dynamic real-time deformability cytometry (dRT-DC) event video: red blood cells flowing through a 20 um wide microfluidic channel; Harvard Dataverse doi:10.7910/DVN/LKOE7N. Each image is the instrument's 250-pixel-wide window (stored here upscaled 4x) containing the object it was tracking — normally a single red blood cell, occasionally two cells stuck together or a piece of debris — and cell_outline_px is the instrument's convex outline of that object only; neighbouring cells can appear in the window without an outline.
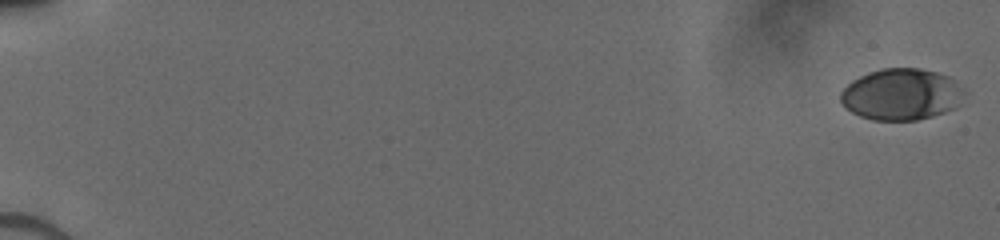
{"species": "human", "species_latin": "Homo sapiens", "temperature_condition": "cold", "stored_images_in_passage": 45, "camera_frame_rate_fps": 3000, "um_per_image_px": 0.085, "donor": {"sex": "male"}, "frame": {"image": 1, "passage_image": 1, "time_ms": 0.0, "image_size_px": [1000, 240], "cell_outline_px": [[968, 92], [956, 108], [932, 116], [916, 120], [872, 120], [860, 116], [844, 108], [840, 100], [840, 92], [852, 80], [868, 72], [880, 68], [916, 68], [936, 72], [948, 76], [964, 88]], "centroid_in_image_um": [76.63, 8.02], "position_along_channel_um": 8.4, "area_um2": 37.45}}
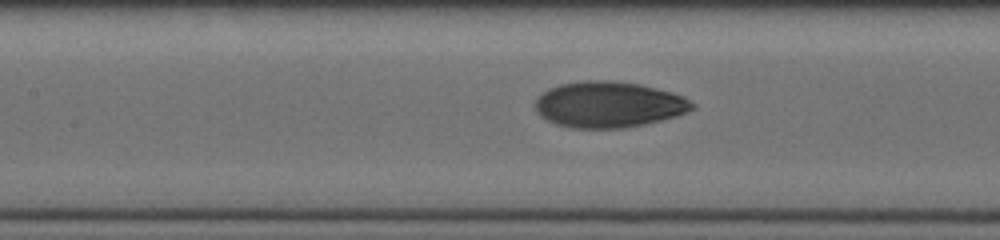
{"frame": {"image": 2, "passage_image": 25, "time_ms": 8.667, "image_size_px": [1000, 240], "cell_outline_px": [[696, 108], [676, 116], [644, 124], [624, 128], [572, 128], [556, 124], [540, 116], [536, 112], [536, 100], [540, 92], [548, 88], [560, 84], [584, 80], [612, 80], [640, 84], [672, 92], [684, 96], [696, 104]], "centroid_in_image_um": [51.74, 8.87], "position_along_channel_um": 155.7, "area_um2": 42.37}}
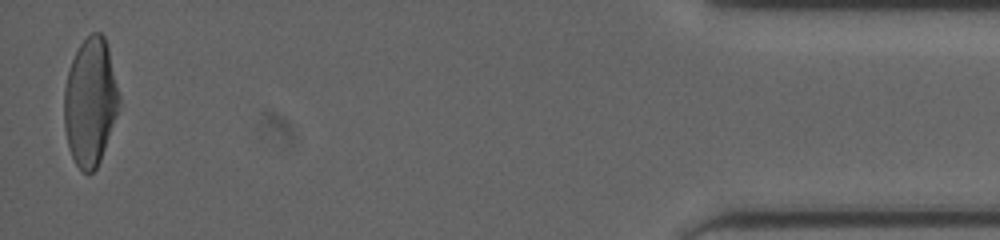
{"frame": {"image": 3, "passage_image": 44, "time_ms": 17.0, "image_size_px": [1000, 240], "cell_outline_px": [[120, 100], [116, 116], [100, 160], [96, 168], [88, 176], [80, 172], [72, 156], [68, 144], [64, 128], [64, 88], [68, 72], [72, 60], [80, 44], [92, 32], [100, 32], [104, 36], [108, 48], [120, 96]], "centroid_in_image_um": [7.66, 8.69], "position_along_channel_um": 427.5, "area_um2": 40.75}}